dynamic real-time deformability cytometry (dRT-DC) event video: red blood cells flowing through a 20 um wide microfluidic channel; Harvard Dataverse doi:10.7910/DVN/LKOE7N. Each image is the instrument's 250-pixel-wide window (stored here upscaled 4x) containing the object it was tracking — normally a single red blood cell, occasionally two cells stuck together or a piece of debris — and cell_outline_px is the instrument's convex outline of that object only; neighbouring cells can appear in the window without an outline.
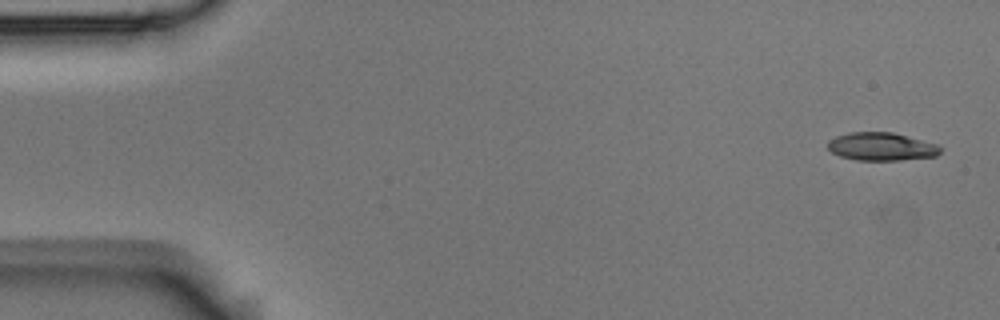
{"species": "Egyptian fruit bat (a non-hibernating species)", "species_latin": "Rousettus aegyptiacus", "temperature_condition": "room temperature", "stored_images_in_passage": 4, "camera_frame_rate_fps": 3000, "um_per_image_px": 0.085, "animal": {"sex": "male"}, "frame": {"image": 1, "passage_image": 1, "time_ms": 0.0, "image_size_px": [1000, 320], "cell_outline_px": [[944, 148], [936, 156], [900, 160], [856, 160], [840, 156], [832, 152], [828, 148], [828, 140], [836, 136], [848, 132], [892, 132], [940, 144]], "centroid_in_image_um": [74.96, 12.45], "position_along_channel_um": 10.0, "area_um2": 18.61}}
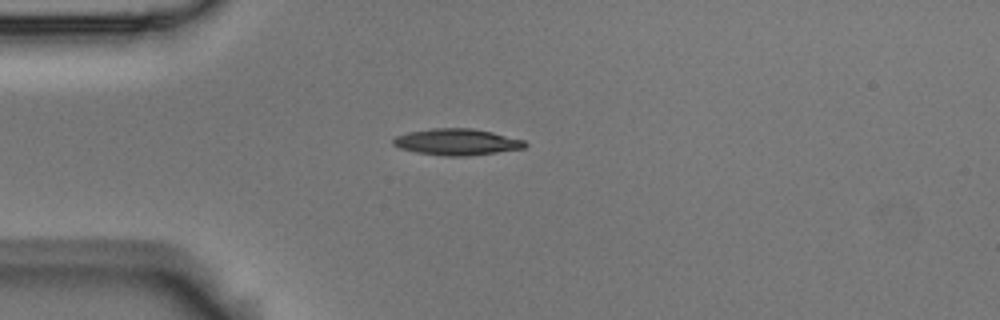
{"frame": {"image": 2, "passage_image": 4, "time_ms": 1.0, "image_size_px": [1000, 320], "cell_outline_px": [[528, 144], [524, 148], [496, 152], [464, 156], [444, 156], [416, 152], [400, 148], [392, 144], [392, 140], [396, 136], [408, 132], [432, 128], [472, 128], [492, 132], [524, 140]], "centroid_in_image_um": [38.81, 12.06], "position_along_channel_um": 46.2, "area_um2": 20.17}}